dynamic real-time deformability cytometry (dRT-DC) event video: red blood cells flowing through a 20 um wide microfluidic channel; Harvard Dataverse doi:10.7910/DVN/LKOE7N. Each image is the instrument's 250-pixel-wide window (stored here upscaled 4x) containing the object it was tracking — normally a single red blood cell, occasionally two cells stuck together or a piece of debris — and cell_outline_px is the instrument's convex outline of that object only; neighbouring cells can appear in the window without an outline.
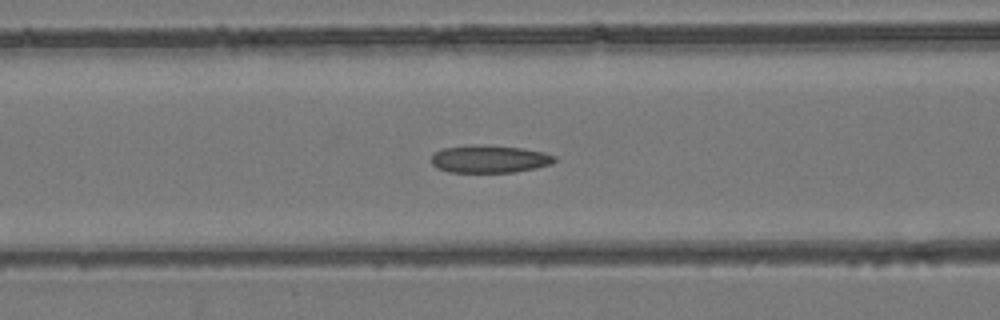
{"species": "common noctule bat (a hibernating species)", "species_latin": "Nyctalus noctula", "temperature_condition": "room temperature", "stored_images_in_passage": 50, "camera_frame_rate_fps": 3000, "um_per_image_px": 0.085, "animal": {"sex": "female", "body_mass_g": 24.6, "forearm_length_mm": 56.2}, "frame": {"image": 1, "passage_image": 22, "time_ms": 7.0, "image_size_px": [1000, 320], "cell_outline_px": [[556, 160], [552, 164], [536, 168], [512, 172], [448, 172], [436, 168], [432, 164], [432, 152], [444, 148], [524, 148], [544, 152], [556, 156]], "centroid_in_image_um": [41.64, 13.57], "position_along_channel_um": 125.0, "area_um2": 18.84}}
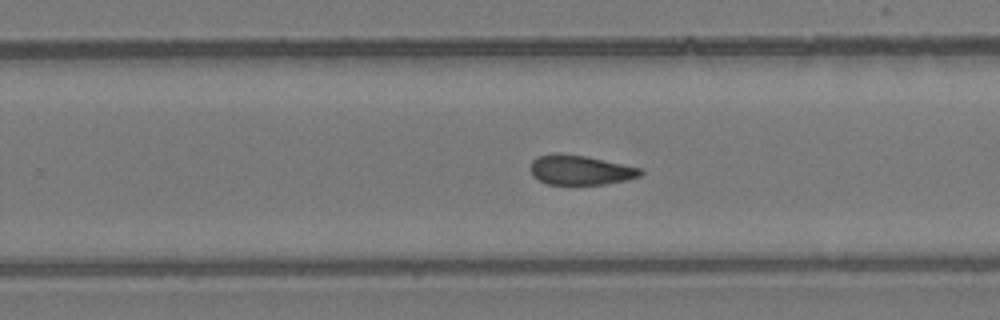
{"frame": {"image": 2, "passage_image": 34, "time_ms": 11.0, "image_size_px": [1000, 320], "cell_outline_px": [[644, 172], [640, 176], [628, 180], [604, 184], [548, 184], [532, 176], [528, 168], [532, 160], [540, 156], [552, 152], [556, 152], [584, 156], [640, 168]], "centroid_in_image_um": [49.28, 14.45], "position_along_channel_um": 280.5, "area_um2": 19.02}}
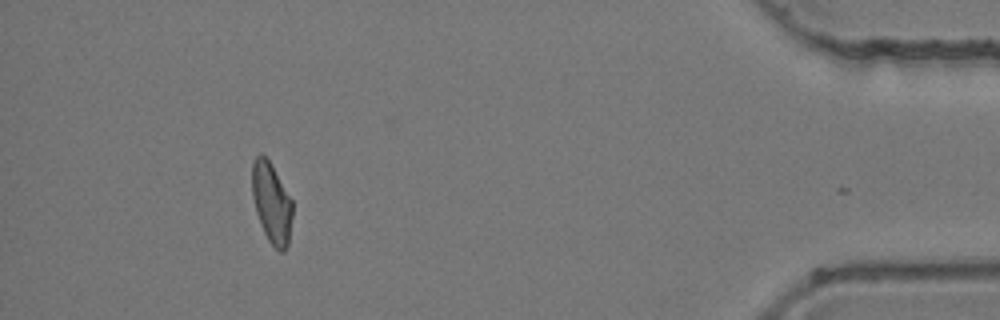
{"frame": {"image": 3, "passage_image": 49, "time_ms": 16.0, "image_size_px": [1000, 320], "cell_outline_px": [[292, 216], [288, 244], [284, 252], [280, 252], [268, 240], [260, 224], [256, 212], [252, 196], [252, 160], [260, 152], [268, 160], [292, 200]], "centroid_in_image_um": [23.07, 17.25], "position_along_channel_um": 412.1, "area_um2": 18.79}, "authors_computed_cell_mechanics": {"area_um2": 20.0566, "velocity_mm_per_s": 3.8967, "shape_relaxation_time_tau1_ms": null, "shape_relaxation_time_tau2_ms": 4.4977, "deformation_change_tau1": null, "deformation_change_tau2": 0.1154}}